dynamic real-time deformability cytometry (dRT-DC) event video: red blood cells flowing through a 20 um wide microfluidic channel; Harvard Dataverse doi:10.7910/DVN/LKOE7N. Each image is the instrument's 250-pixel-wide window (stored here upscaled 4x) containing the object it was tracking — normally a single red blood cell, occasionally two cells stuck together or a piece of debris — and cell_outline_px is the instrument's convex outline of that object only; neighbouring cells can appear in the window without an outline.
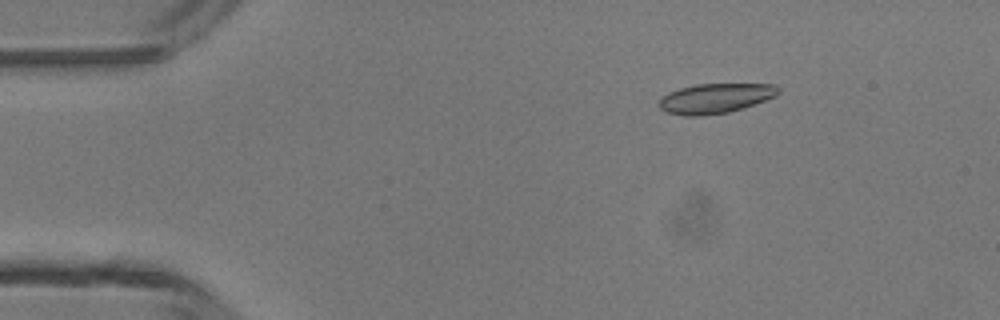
{"species": "common noctule bat (a hibernating species)", "species_latin": "Nyctalus noctula", "temperature_condition": "room temperature", "stored_images_in_passage": 4, "camera_frame_rate_fps": 3000, "um_per_image_px": 0.085, "animal": {"sex": "male", "body_mass_g": 13.3}, "frame": {"image": 1, "passage_image": 2, "time_ms": 1.0, "image_size_px": [1000, 320], "cell_outline_px": [[780, 92], [776, 96], [728, 112], [704, 116], [684, 116], [664, 112], [656, 104], [668, 92], [680, 88], [696, 84], [776, 84], [780, 88]], "centroid_in_image_um": [60.76, 8.36], "position_along_channel_um": 24.2, "area_um2": 20.75}}
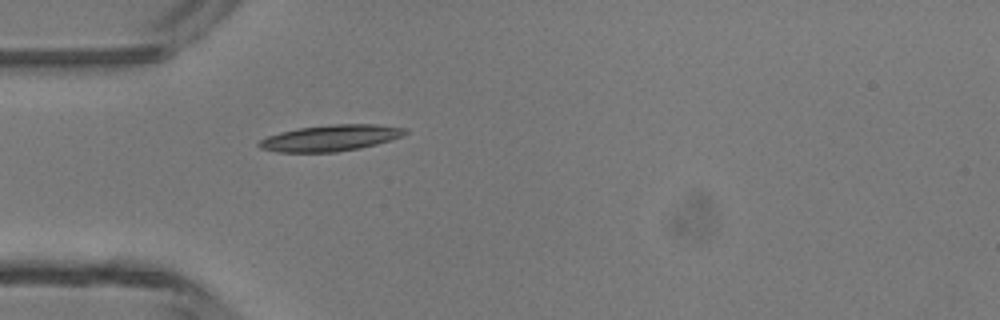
{"frame": {"image": 2, "passage_image": 4, "time_ms": 3.333, "image_size_px": [1000, 320], "cell_outline_px": [[408, 132], [400, 136], [376, 144], [360, 148], [336, 152], [280, 152], [260, 148], [256, 144], [260, 140], [268, 136], [280, 132], [296, 128], [332, 124], [376, 124], [408, 128]], "centroid_in_image_um": [28.08, 11.72], "position_along_channel_um": 56.9, "area_um2": 22.25}}